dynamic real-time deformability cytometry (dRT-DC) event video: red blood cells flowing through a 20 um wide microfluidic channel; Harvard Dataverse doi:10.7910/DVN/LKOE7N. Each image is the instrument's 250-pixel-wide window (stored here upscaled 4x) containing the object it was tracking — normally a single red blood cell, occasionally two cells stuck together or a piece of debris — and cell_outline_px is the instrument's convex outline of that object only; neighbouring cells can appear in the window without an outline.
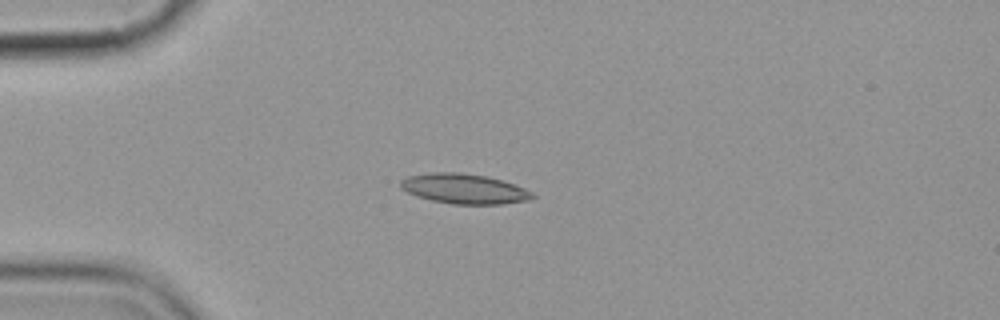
{"species": "common noctule bat (a hibernating species)", "species_latin": "Nyctalus noctula", "temperature_condition": "cold", "stored_images_in_passage": 4, "camera_frame_rate_fps": 3000, "um_per_image_px": 0.085, "animal": {"sex": "female", "body_mass_g": 19.9}, "frame": {"image": 1, "passage_image": 3, "time_ms": 3.333, "image_size_px": [1000, 320], "cell_outline_px": [[536, 196], [528, 200], [500, 204], [452, 204], [432, 200], [416, 196], [400, 188], [400, 180], [408, 176], [432, 172], [460, 172], [488, 176], [524, 188], [532, 192]], "centroid_in_image_um": [39.43, 16.04], "position_along_channel_um": 45.6, "area_um2": 22.95}}